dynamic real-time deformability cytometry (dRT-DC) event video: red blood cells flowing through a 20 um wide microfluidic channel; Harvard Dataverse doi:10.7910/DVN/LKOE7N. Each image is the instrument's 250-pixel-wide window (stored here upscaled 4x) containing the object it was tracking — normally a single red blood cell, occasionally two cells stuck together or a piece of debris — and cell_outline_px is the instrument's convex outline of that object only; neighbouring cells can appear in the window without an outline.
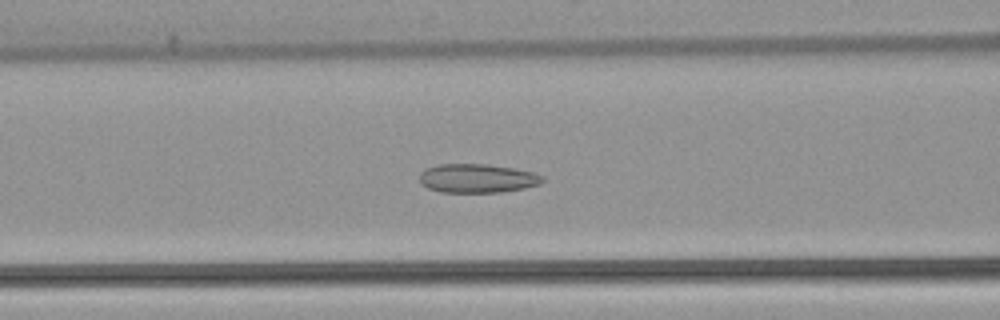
{"species": "common noctule bat (a hibernating species)", "species_latin": "Nyctalus noctula", "temperature_condition": "warm", "stored_images_in_passage": 53, "camera_frame_rate_fps": 3000, "um_per_image_px": 0.085, "animal": {"sex": "female", "body_mass_g": 22.7, "forearm_length_mm": 54.2}, "frame": {"image": 1, "passage_image": 22, "time_ms": 7.0, "image_size_px": [1000, 320], "cell_outline_px": [[544, 180], [540, 184], [524, 188], [500, 192], [440, 192], [428, 188], [420, 184], [420, 172], [424, 168], [436, 164], [488, 164], [512, 168], [532, 172], [544, 176]], "centroid_in_image_um": [40.53, 15.15], "position_along_channel_um": 126.1, "area_um2": 20.81}}
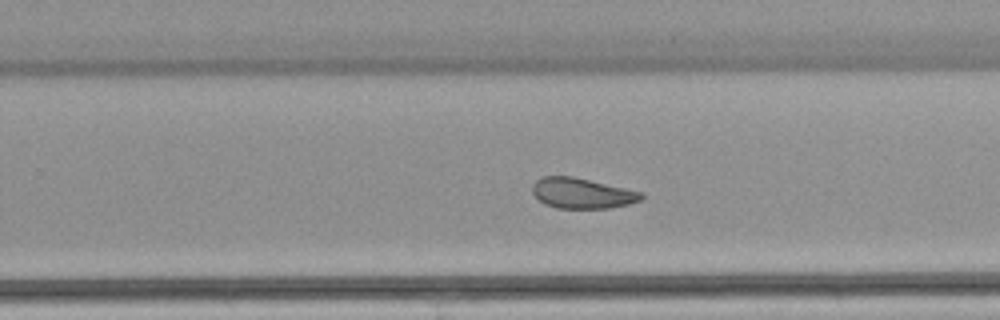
{"frame": {"image": 2, "passage_image": 34, "time_ms": 11.0, "image_size_px": [1000, 320], "cell_outline_px": [[644, 196], [640, 200], [628, 204], [608, 208], [556, 208], [544, 204], [532, 192], [532, 184], [540, 176], [572, 176], [644, 192]], "centroid_in_image_um": [49.46, 16.42], "position_along_channel_um": 280.3, "area_um2": 19.36}}
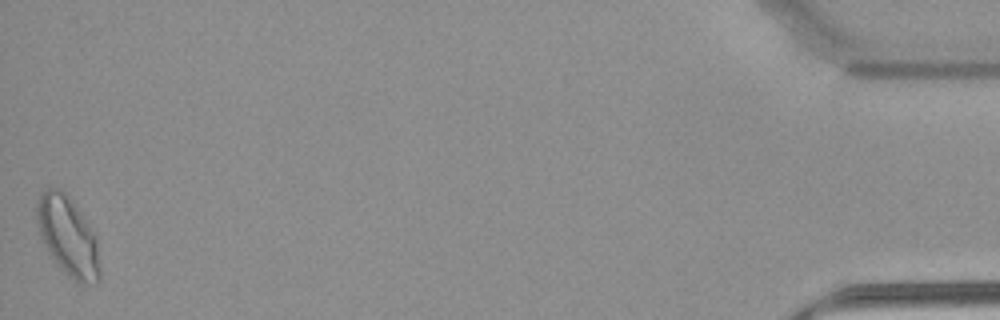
{"frame": {"image": 3, "passage_image": 53, "time_ms": 17.333, "image_size_px": [1000, 320], "cell_outline_px": [[100, 280], [96, 284], [80, 284], [68, 276], [48, 252], [40, 236], [36, 220], [36, 200], [48, 188], [60, 188], [72, 200], [96, 236], [100, 268]], "centroid_in_image_um": [5.78, 20.11], "position_along_channel_um": 429.4, "area_um2": 29.07}, "authors_computed_cell_mechanics": {"area_um2": 22.253, "velocity_mm_per_s": 3.8714, "shape_relaxation_time_tau1_ms": null, "shape_relaxation_time_tau2_ms": 1.6634, "deformation_change_tau1": null, "deformation_change_tau2": 0.0805}}